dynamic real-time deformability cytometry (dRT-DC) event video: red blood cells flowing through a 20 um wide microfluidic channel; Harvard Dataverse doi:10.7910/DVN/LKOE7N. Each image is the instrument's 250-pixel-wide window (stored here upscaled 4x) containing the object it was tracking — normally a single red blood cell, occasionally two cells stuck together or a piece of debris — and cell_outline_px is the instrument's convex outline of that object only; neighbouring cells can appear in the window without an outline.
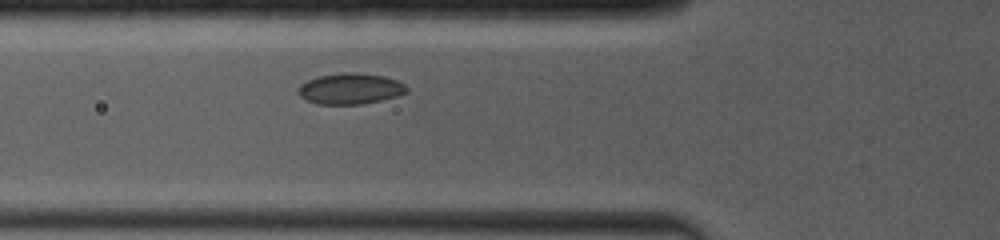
{"species": "common noctule bat (a hibernating species)", "species_latin": "Nyctalus noctula", "temperature_condition": "room temperature", "stored_images_in_passage": 2, "camera_frame_rate_fps": 4000, "um_per_image_px": 0.085, "animal": {"sex": "female", "body_mass_g": 19.0, "forearm_length_mm": 53.3}, "frame": {"image": 1, "passage_image": 2, "time_ms": 0.75, "image_size_px": [1000, 240], "cell_outline_px": [[408, 92], [396, 96], [380, 100], [360, 104], [316, 104], [300, 96], [296, 92], [296, 88], [300, 84], [308, 80], [320, 76], [340, 72], [356, 72], [384, 76], [396, 80], [404, 84], [408, 88]], "centroid_in_image_um": [29.75, 7.53], "position_along_channel_um": 96.1, "area_um2": 19.59}}